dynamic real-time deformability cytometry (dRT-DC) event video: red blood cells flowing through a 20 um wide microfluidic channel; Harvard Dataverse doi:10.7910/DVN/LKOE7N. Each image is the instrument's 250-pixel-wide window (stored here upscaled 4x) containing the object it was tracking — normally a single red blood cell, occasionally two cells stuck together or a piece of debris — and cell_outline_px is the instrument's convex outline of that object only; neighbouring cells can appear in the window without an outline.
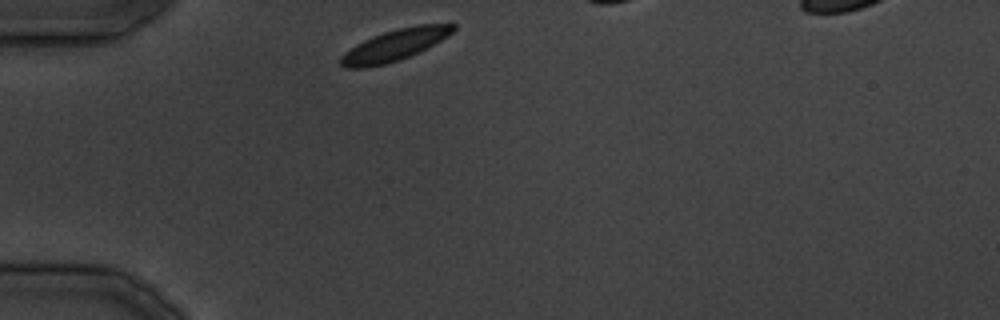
{"species": "common noctule bat (a hibernating species)", "species_latin": "Nyctalus noctula", "temperature_condition": "cold", "stored_images_in_passage": 2, "camera_frame_rate_fps": 3000, "um_per_image_px": 0.085, "animal": {"sex": "male", "body_mass_g": 19.5, "forearm_length_mm": 54.6}, "frame": {"image": 1, "passage_image": 1, "time_ms": 0.0, "image_size_px": [1000, 320], "cell_outline_px": [[456, 28], [448, 36], [408, 56], [384, 64], [368, 68], [344, 68], [340, 64], [340, 56], [344, 52], [356, 44], [372, 36], [384, 32], [416, 24], [456, 24]], "centroid_in_image_um": [33.49, 3.83], "position_along_channel_um": 51.5, "area_um2": 20.17}}